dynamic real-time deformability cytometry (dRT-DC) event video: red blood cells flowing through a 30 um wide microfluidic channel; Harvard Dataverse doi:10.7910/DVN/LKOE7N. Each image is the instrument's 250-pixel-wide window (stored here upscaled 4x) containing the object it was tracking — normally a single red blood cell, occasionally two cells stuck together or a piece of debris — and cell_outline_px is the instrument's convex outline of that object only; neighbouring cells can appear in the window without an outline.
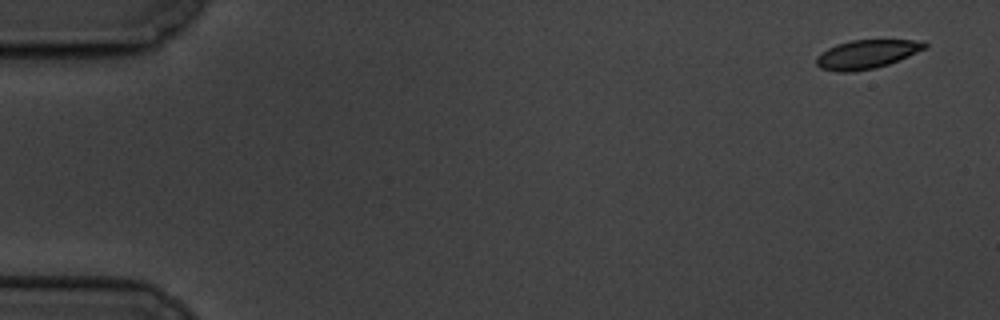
{"species": "common noctule bat (a hibernating species)", "species_latin": "Nyctalus noctula", "temperature_condition": "cold", "stored_images_in_passage": 4, "camera_frame_rate_fps": 3000, "um_per_image_px": 0.085, "animal": {"sex": "male", "body_mass_g": 19.5, "forearm_length_mm": 54.6}, "frame": {"image": 1, "passage_image": 1, "time_ms": 0.0, "image_size_px": [1000, 320], "cell_outline_px": [[928, 48], [888, 64], [876, 68], [852, 72], [840, 72], [820, 68], [816, 64], [816, 56], [828, 48], [836, 44], [852, 40], [924, 40], [928, 44]], "centroid_in_image_um": [73.69, 4.61], "position_along_channel_um": 11.3, "area_um2": 18.26}}